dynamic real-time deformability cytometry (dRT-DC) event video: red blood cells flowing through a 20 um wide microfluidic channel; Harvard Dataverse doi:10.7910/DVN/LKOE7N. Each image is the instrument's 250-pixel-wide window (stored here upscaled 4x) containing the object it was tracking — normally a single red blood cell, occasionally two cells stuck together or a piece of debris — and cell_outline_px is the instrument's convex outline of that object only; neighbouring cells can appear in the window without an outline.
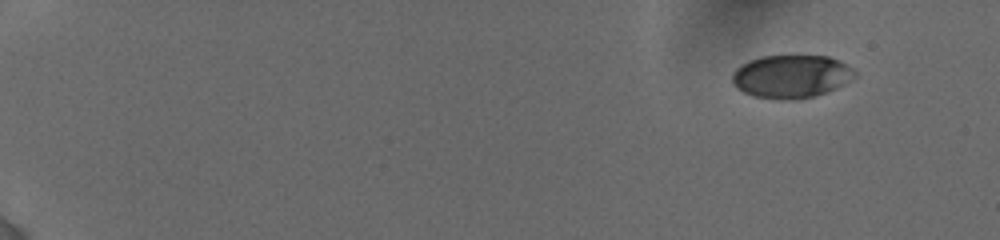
{"species": "human", "species_latin": "Homo sapiens", "temperature_condition": "cold", "stored_images_in_passage": 19, "camera_frame_rate_fps": 3000, "um_per_image_px": 0.085, "donor": {"sex": "female"}, "frame": {"image": 1, "passage_image": 1, "time_ms": 0.0, "image_size_px": [1000, 240], "cell_outline_px": [[856, 76], [852, 80], [828, 92], [816, 96], [800, 100], [780, 100], [752, 96], [736, 88], [732, 84], [732, 72], [740, 64], [748, 60], [760, 56], [828, 56], [840, 60], [856, 68]], "centroid_in_image_um": [67.27, 6.5], "position_along_channel_um": 17.7, "area_um2": 31.56}}
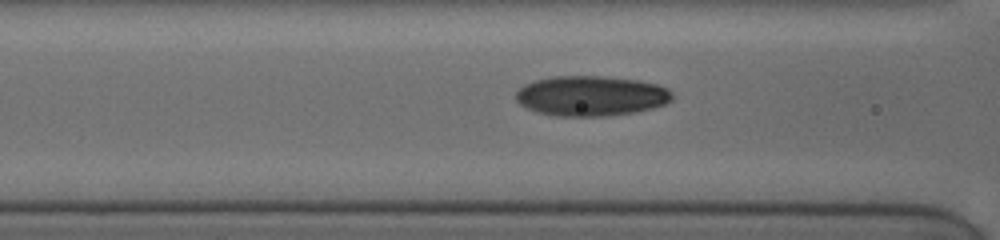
{"frame": {"image": 2, "passage_image": 14, "time_ms": 7.0, "image_size_px": [1000, 240], "cell_outline_px": [[672, 100], [664, 104], [652, 108], [636, 112], [604, 116], [556, 116], [536, 112], [520, 104], [516, 100], [516, 92], [524, 84], [536, 80], [552, 76], [604, 76], [640, 80], [656, 84], [668, 88], [672, 92]], "centroid_in_image_um": [50.24, 8.14], "position_along_channel_um": 116.4, "area_um2": 36.7}}
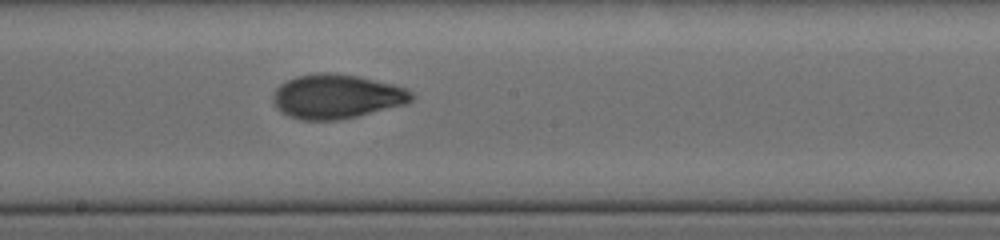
{"frame": {"image": 3, "passage_image": 19, "time_ms": 9.667, "image_size_px": [1000, 240], "cell_outline_px": [[412, 100], [408, 104], [356, 116], [336, 120], [300, 120], [288, 116], [280, 112], [272, 100], [272, 96], [276, 88], [280, 84], [296, 76], [320, 72], [328, 72], [356, 76], [392, 84], [408, 88], [412, 92]], "centroid_in_image_um": [28.6, 8.2], "position_along_channel_um": 219.6, "area_um2": 35.78}}